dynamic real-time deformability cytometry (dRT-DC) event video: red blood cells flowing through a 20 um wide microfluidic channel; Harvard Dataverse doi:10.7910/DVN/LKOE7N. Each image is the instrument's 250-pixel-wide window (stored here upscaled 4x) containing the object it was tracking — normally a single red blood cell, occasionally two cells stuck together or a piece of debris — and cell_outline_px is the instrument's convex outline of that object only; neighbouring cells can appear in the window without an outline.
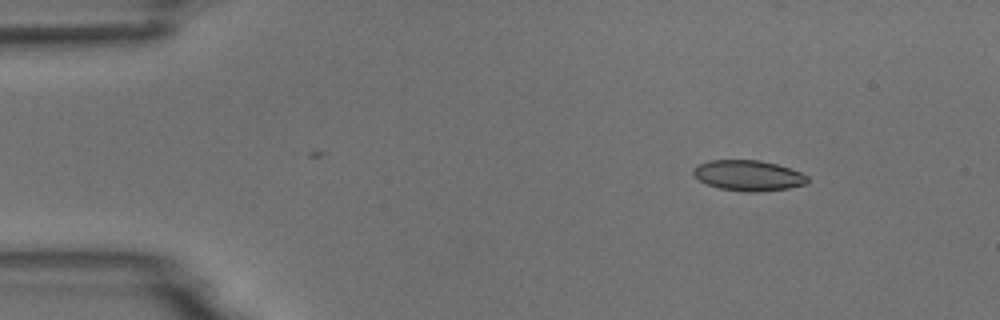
{"species": "common noctule bat (a hibernating species)", "species_latin": "Nyctalus noctula", "temperature_condition": "room temperature", "stored_images_in_passage": 3, "camera_frame_rate_fps": 3000, "um_per_image_px": 0.085, "animal": {"sex": "male", "body_mass_g": 18.8}, "frame": {"image": 1, "passage_image": 1, "time_ms": 0.0, "image_size_px": [1000, 320], "cell_outline_px": [[808, 184], [788, 188], [756, 192], [748, 192], [720, 188], [708, 184], [692, 176], [692, 168], [696, 164], [708, 160], [760, 160], [776, 164], [800, 172], [808, 176]], "centroid_in_image_um": [63.57, 14.91], "position_along_channel_um": 21.4, "area_um2": 20.4}}